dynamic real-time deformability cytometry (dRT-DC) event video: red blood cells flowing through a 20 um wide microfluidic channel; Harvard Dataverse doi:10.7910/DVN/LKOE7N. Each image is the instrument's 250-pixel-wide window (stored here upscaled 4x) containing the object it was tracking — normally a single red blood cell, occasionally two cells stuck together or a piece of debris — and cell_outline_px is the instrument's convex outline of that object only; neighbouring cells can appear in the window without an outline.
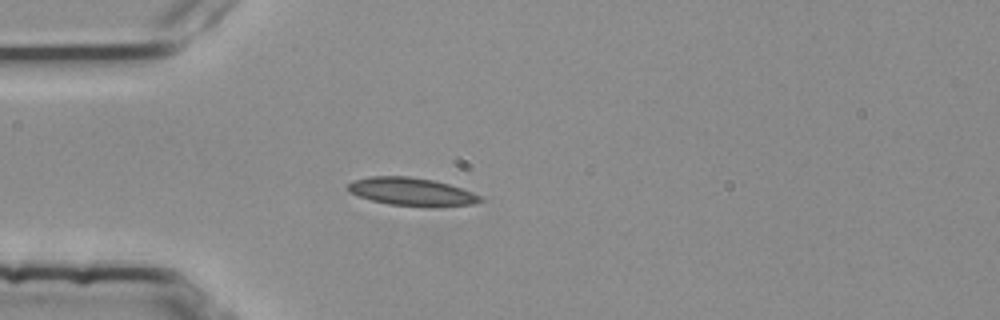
{"species": "common noctule bat (a hibernating species)", "species_latin": "Nyctalus noctula", "temperature_condition": "room temperature", "stored_images_in_passage": 2, "camera_frame_rate_fps": 3000, "um_per_image_px": 0.085, "animal": {"sex": "female", "body_mass_g": 25.1}, "frame": {"image": 1, "passage_image": 2, "time_ms": 0.333, "image_size_px": [1000, 320], "cell_outline_px": [[484, 200], [472, 204], [388, 204], [372, 200], [348, 192], [344, 188], [352, 180], [368, 176], [408, 176], [432, 180], [448, 184], [472, 192], [480, 196]], "centroid_in_image_um": [34.85, 16.24], "position_along_channel_um": 50.1, "area_um2": 20.63}}